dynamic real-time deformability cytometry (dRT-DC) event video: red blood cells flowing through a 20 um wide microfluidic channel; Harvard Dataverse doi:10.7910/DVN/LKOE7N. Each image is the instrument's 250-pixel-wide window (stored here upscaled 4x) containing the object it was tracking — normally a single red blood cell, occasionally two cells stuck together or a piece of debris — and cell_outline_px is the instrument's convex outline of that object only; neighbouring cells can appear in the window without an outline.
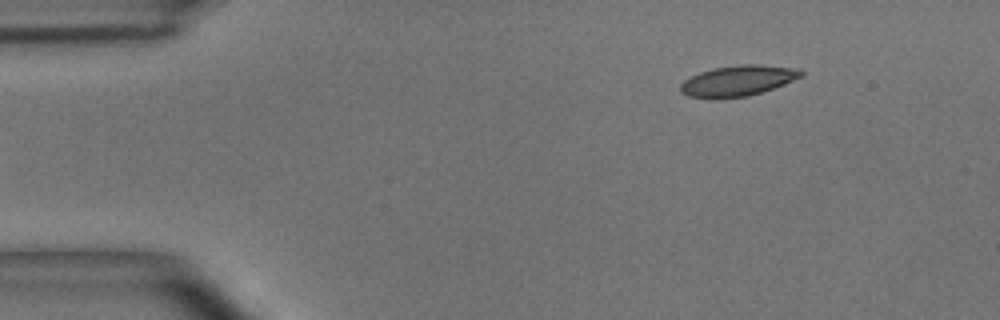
{"species": "common noctule bat (a hibernating species)", "species_latin": "Nyctalus noctula", "temperature_condition": "room temperature", "stored_images_in_passage": 3, "camera_frame_rate_fps": 3000, "um_per_image_px": 0.085, "animal": {"sex": "male", "body_mass_g": 15.6}, "frame": {"image": 1, "passage_image": 3, "time_ms": 2.333, "image_size_px": [1000, 320], "cell_outline_px": [[804, 76], [784, 84], [748, 96], [688, 96], [680, 92], [680, 84], [684, 80], [700, 72], [712, 68], [740, 64], [752, 64], [800, 68], [804, 72]], "centroid_in_image_um": [62.78, 6.81], "position_along_channel_um": 22.2, "area_um2": 20.98}}